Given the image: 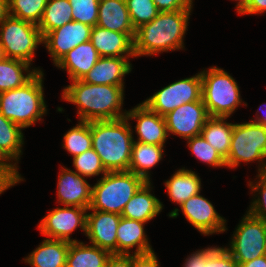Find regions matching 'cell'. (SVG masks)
<instances>
[{
	"instance_id": "33",
	"label": "cell",
	"mask_w": 266,
	"mask_h": 267,
	"mask_svg": "<svg viewBox=\"0 0 266 267\" xmlns=\"http://www.w3.org/2000/svg\"><path fill=\"white\" fill-rule=\"evenodd\" d=\"M48 0H9L11 16L39 25Z\"/></svg>"
},
{
	"instance_id": "18",
	"label": "cell",
	"mask_w": 266,
	"mask_h": 267,
	"mask_svg": "<svg viewBox=\"0 0 266 267\" xmlns=\"http://www.w3.org/2000/svg\"><path fill=\"white\" fill-rule=\"evenodd\" d=\"M90 41L100 57H135L134 40L129 34L96 25L92 27Z\"/></svg>"
},
{
	"instance_id": "9",
	"label": "cell",
	"mask_w": 266,
	"mask_h": 267,
	"mask_svg": "<svg viewBox=\"0 0 266 267\" xmlns=\"http://www.w3.org/2000/svg\"><path fill=\"white\" fill-rule=\"evenodd\" d=\"M234 231L230 248L235 261L245 263L266 255V223L247 212Z\"/></svg>"
},
{
	"instance_id": "40",
	"label": "cell",
	"mask_w": 266,
	"mask_h": 267,
	"mask_svg": "<svg viewBox=\"0 0 266 267\" xmlns=\"http://www.w3.org/2000/svg\"><path fill=\"white\" fill-rule=\"evenodd\" d=\"M205 267H238V263L225 247H217L206 259Z\"/></svg>"
},
{
	"instance_id": "37",
	"label": "cell",
	"mask_w": 266,
	"mask_h": 267,
	"mask_svg": "<svg viewBox=\"0 0 266 267\" xmlns=\"http://www.w3.org/2000/svg\"><path fill=\"white\" fill-rule=\"evenodd\" d=\"M72 7V21H79L91 27L97 25L99 0H68Z\"/></svg>"
},
{
	"instance_id": "11",
	"label": "cell",
	"mask_w": 266,
	"mask_h": 267,
	"mask_svg": "<svg viewBox=\"0 0 266 267\" xmlns=\"http://www.w3.org/2000/svg\"><path fill=\"white\" fill-rule=\"evenodd\" d=\"M87 211L86 208L76 206L57 207L41 220L38 229L50 239L77 242L70 235L77 227L86 233Z\"/></svg>"
},
{
	"instance_id": "44",
	"label": "cell",
	"mask_w": 266,
	"mask_h": 267,
	"mask_svg": "<svg viewBox=\"0 0 266 267\" xmlns=\"http://www.w3.org/2000/svg\"><path fill=\"white\" fill-rule=\"evenodd\" d=\"M105 267H133V254H111Z\"/></svg>"
},
{
	"instance_id": "27",
	"label": "cell",
	"mask_w": 266,
	"mask_h": 267,
	"mask_svg": "<svg viewBox=\"0 0 266 267\" xmlns=\"http://www.w3.org/2000/svg\"><path fill=\"white\" fill-rule=\"evenodd\" d=\"M227 117H209L201 135L226 160L229 155L234 124L226 122Z\"/></svg>"
},
{
	"instance_id": "23",
	"label": "cell",
	"mask_w": 266,
	"mask_h": 267,
	"mask_svg": "<svg viewBox=\"0 0 266 267\" xmlns=\"http://www.w3.org/2000/svg\"><path fill=\"white\" fill-rule=\"evenodd\" d=\"M151 182H145L135 193L131 200L125 205L121 216L131 220L144 223L156 217L163 209V204L150 192Z\"/></svg>"
},
{
	"instance_id": "15",
	"label": "cell",
	"mask_w": 266,
	"mask_h": 267,
	"mask_svg": "<svg viewBox=\"0 0 266 267\" xmlns=\"http://www.w3.org/2000/svg\"><path fill=\"white\" fill-rule=\"evenodd\" d=\"M87 214L86 233L91 245L117 254V229L120 214L92 210Z\"/></svg>"
},
{
	"instance_id": "10",
	"label": "cell",
	"mask_w": 266,
	"mask_h": 267,
	"mask_svg": "<svg viewBox=\"0 0 266 267\" xmlns=\"http://www.w3.org/2000/svg\"><path fill=\"white\" fill-rule=\"evenodd\" d=\"M201 73L173 82L146 99L145 104L160 116L175 110L185 103L199 101L202 98Z\"/></svg>"
},
{
	"instance_id": "38",
	"label": "cell",
	"mask_w": 266,
	"mask_h": 267,
	"mask_svg": "<svg viewBox=\"0 0 266 267\" xmlns=\"http://www.w3.org/2000/svg\"><path fill=\"white\" fill-rule=\"evenodd\" d=\"M256 177H259V181L257 180L256 183L249 182L248 185L252 192L259 191L258 194L260 195L251 202L247 212L266 223V173H258Z\"/></svg>"
},
{
	"instance_id": "41",
	"label": "cell",
	"mask_w": 266,
	"mask_h": 267,
	"mask_svg": "<svg viewBox=\"0 0 266 267\" xmlns=\"http://www.w3.org/2000/svg\"><path fill=\"white\" fill-rule=\"evenodd\" d=\"M160 12L191 10L193 0H153Z\"/></svg>"
},
{
	"instance_id": "46",
	"label": "cell",
	"mask_w": 266,
	"mask_h": 267,
	"mask_svg": "<svg viewBox=\"0 0 266 267\" xmlns=\"http://www.w3.org/2000/svg\"><path fill=\"white\" fill-rule=\"evenodd\" d=\"M238 267H266V255L245 263H239Z\"/></svg>"
},
{
	"instance_id": "5",
	"label": "cell",
	"mask_w": 266,
	"mask_h": 267,
	"mask_svg": "<svg viewBox=\"0 0 266 267\" xmlns=\"http://www.w3.org/2000/svg\"><path fill=\"white\" fill-rule=\"evenodd\" d=\"M146 181L131 171H110L92 186V201L88 210L122 213L125 205Z\"/></svg>"
},
{
	"instance_id": "19",
	"label": "cell",
	"mask_w": 266,
	"mask_h": 267,
	"mask_svg": "<svg viewBox=\"0 0 266 267\" xmlns=\"http://www.w3.org/2000/svg\"><path fill=\"white\" fill-rule=\"evenodd\" d=\"M129 57H100L81 79L86 83L124 86V76L132 71Z\"/></svg>"
},
{
	"instance_id": "48",
	"label": "cell",
	"mask_w": 266,
	"mask_h": 267,
	"mask_svg": "<svg viewBox=\"0 0 266 267\" xmlns=\"http://www.w3.org/2000/svg\"><path fill=\"white\" fill-rule=\"evenodd\" d=\"M263 105H266V104H263ZM259 109H262V105H260ZM266 115V114H264ZM260 116V117H257L259 116L258 114H256V119H253L251 120L252 122L254 123H257V124H260V125H263L264 127H266V116Z\"/></svg>"
},
{
	"instance_id": "3",
	"label": "cell",
	"mask_w": 266,
	"mask_h": 267,
	"mask_svg": "<svg viewBox=\"0 0 266 267\" xmlns=\"http://www.w3.org/2000/svg\"><path fill=\"white\" fill-rule=\"evenodd\" d=\"M128 121L126 117L90 121L92 148L108 172L129 170L134 137Z\"/></svg>"
},
{
	"instance_id": "12",
	"label": "cell",
	"mask_w": 266,
	"mask_h": 267,
	"mask_svg": "<svg viewBox=\"0 0 266 267\" xmlns=\"http://www.w3.org/2000/svg\"><path fill=\"white\" fill-rule=\"evenodd\" d=\"M209 117L202 98L199 101L182 104L164 116L168 136L170 132L186 140L201 135Z\"/></svg>"
},
{
	"instance_id": "26",
	"label": "cell",
	"mask_w": 266,
	"mask_h": 267,
	"mask_svg": "<svg viewBox=\"0 0 266 267\" xmlns=\"http://www.w3.org/2000/svg\"><path fill=\"white\" fill-rule=\"evenodd\" d=\"M200 179L192 170L185 168L177 170L169 180L164 182L171 201L181 206L183 202L200 193Z\"/></svg>"
},
{
	"instance_id": "31",
	"label": "cell",
	"mask_w": 266,
	"mask_h": 267,
	"mask_svg": "<svg viewBox=\"0 0 266 267\" xmlns=\"http://www.w3.org/2000/svg\"><path fill=\"white\" fill-rule=\"evenodd\" d=\"M23 128L0 113V148L13 161L18 163L24 143Z\"/></svg>"
},
{
	"instance_id": "36",
	"label": "cell",
	"mask_w": 266,
	"mask_h": 267,
	"mask_svg": "<svg viewBox=\"0 0 266 267\" xmlns=\"http://www.w3.org/2000/svg\"><path fill=\"white\" fill-rule=\"evenodd\" d=\"M73 166L75 172L83 177L97 176L101 173L104 176L108 172L93 148L73 157Z\"/></svg>"
},
{
	"instance_id": "39",
	"label": "cell",
	"mask_w": 266,
	"mask_h": 267,
	"mask_svg": "<svg viewBox=\"0 0 266 267\" xmlns=\"http://www.w3.org/2000/svg\"><path fill=\"white\" fill-rule=\"evenodd\" d=\"M12 161L0 148V179L5 182L9 187L23 181V178L17 171V163Z\"/></svg>"
},
{
	"instance_id": "35",
	"label": "cell",
	"mask_w": 266,
	"mask_h": 267,
	"mask_svg": "<svg viewBox=\"0 0 266 267\" xmlns=\"http://www.w3.org/2000/svg\"><path fill=\"white\" fill-rule=\"evenodd\" d=\"M189 149L200 161L213 167H226L225 160L211 147L202 135L186 139Z\"/></svg>"
},
{
	"instance_id": "1",
	"label": "cell",
	"mask_w": 266,
	"mask_h": 267,
	"mask_svg": "<svg viewBox=\"0 0 266 267\" xmlns=\"http://www.w3.org/2000/svg\"><path fill=\"white\" fill-rule=\"evenodd\" d=\"M71 82L63 89L62 99L77 105L79 120H114L126 116L127 111H121L124 86L91 84L81 79Z\"/></svg>"
},
{
	"instance_id": "34",
	"label": "cell",
	"mask_w": 266,
	"mask_h": 267,
	"mask_svg": "<svg viewBox=\"0 0 266 267\" xmlns=\"http://www.w3.org/2000/svg\"><path fill=\"white\" fill-rule=\"evenodd\" d=\"M134 29L151 22L160 13L153 0H125Z\"/></svg>"
},
{
	"instance_id": "22",
	"label": "cell",
	"mask_w": 266,
	"mask_h": 267,
	"mask_svg": "<svg viewBox=\"0 0 266 267\" xmlns=\"http://www.w3.org/2000/svg\"><path fill=\"white\" fill-rule=\"evenodd\" d=\"M97 25L115 32L129 34L133 39L135 29L132 25L125 0H99Z\"/></svg>"
},
{
	"instance_id": "30",
	"label": "cell",
	"mask_w": 266,
	"mask_h": 267,
	"mask_svg": "<svg viewBox=\"0 0 266 267\" xmlns=\"http://www.w3.org/2000/svg\"><path fill=\"white\" fill-rule=\"evenodd\" d=\"M72 21V7L68 0H48L38 25L42 37Z\"/></svg>"
},
{
	"instance_id": "49",
	"label": "cell",
	"mask_w": 266,
	"mask_h": 267,
	"mask_svg": "<svg viewBox=\"0 0 266 267\" xmlns=\"http://www.w3.org/2000/svg\"><path fill=\"white\" fill-rule=\"evenodd\" d=\"M238 1L237 2V6H236V10L238 12V14L247 6L249 0H235Z\"/></svg>"
},
{
	"instance_id": "13",
	"label": "cell",
	"mask_w": 266,
	"mask_h": 267,
	"mask_svg": "<svg viewBox=\"0 0 266 267\" xmlns=\"http://www.w3.org/2000/svg\"><path fill=\"white\" fill-rule=\"evenodd\" d=\"M92 27L79 21H71L48 32L43 37L54 65L71 49L90 40Z\"/></svg>"
},
{
	"instance_id": "20",
	"label": "cell",
	"mask_w": 266,
	"mask_h": 267,
	"mask_svg": "<svg viewBox=\"0 0 266 267\" xmlns=\"http://www.w3.org/2000/svg\"><path fill=\"white\" fill-rule=\"evenodd\" d=\"M99 58L97 50L89 40L67 52L55 66L67 71L71 81L80 80L94 67Z\"/></svg>"
},
{
	"instance_id": "50",
	"label": "cell",
	"mask_w": 266,
	"mask_h": 267,
	"mask_svg": "<svg viewBox=\"0 0 266 267\" xmlns=\"http://www.w3.org/2000/svg\"><path fill=\"white\" fill-rule=\"evenodd\" d=\"M8 188L10 187L0 179V195Z\"/></svg>"
},
{
	"instance_id": "17",
	"label": "cell",
	"mask_w": 266,
	"mask_h": 267,
	"mask_svg": "<svg viewBox=\"0 0 266 267\" xmlns=\"http://www.w3.org/2000/svg\"><path fill=\"white\" fill-rule=\"evenodd\" d=\"M58 178L57 197L60 204L90 208L92 186L85 180V177L73 170L61 167V173Z\"/></svg>"
},
{
	"instance_id": "16",
	"label": "cell",
	"mask_w": 266,
	"mask_h": 267,
	"mask_svg": "<svg viewBox=\"0 0 266 267\" xmlns=\"http://www.w3.org/2000/svg\"><path fill=\"white\" fill-rule=\"evenodd\" d=\"M126 119L137 120L135 131L137 141L147 144L164 146L168 137L164 116L151 111L145 104L140 103L127 111Z\"/></svg>"
},
{
	"instance_id": "43",
	"label": "cell",
	"mask_w": 266,
	"mask_h": 267,
	"mask_svg": "<svg viewBox=\"0 0 266 267\" xmlns=\"http://www.w3.org/2000/svg\"><path fill=\"white\" fill-rule=\"evenodd\" d=\"M133 267H159V262L154 251L133 255Z\"/></svg>"
},
{
	"instance_id": "45",
	"label": "cell",
	"mask_w": 266,
	"mask_h": 267,
	"mask_svg": "<svg viewBox=\"0 0 266 267\" xmlns=\"http://www.w3.org/2000/svg\"><path fill=\"white\" fill-rule=\"evenodd\" d=\"M265 11L266 0H249L247 6L239 14H261Z\"/></svg>"
},
{
	"instance_id": "6",
	"label": "cell",
	"mask_w": 266,
	"mask_h": 267,
	"mask_svg": "<svg viewBox=\"0 0 266 267\" xmlns=\"http://www.w3.org/2000/svg\"><path fill=\"white\" fill-rule=\"evenodd\" d=\"M202 101L210 117H229L241 105L239 86L235 79L221 68L201 71Z\"/></svg>"
},
{
	"instance_id": "4",
	"label": "cell",
	"mask_w": 266,
	"mask_h": 267,
	"mask_svg": "<svg viewBox=\"0 0 266 267\" xmlns=\"http://www.w3.org/2000/svg\"><path fill=\"white\" fill-rule=\"evenodd\" d=\"M43 71H38L23 86L0 93V113L23 129L35 125L47 113Z\"/></svg>"
},
{
	"instance_id": "2",
	"label": "cell",
	"mask_w": 266,
	"mask_h": 267,
	"mask_svg": "<svg viewBox=\"0 0 266 267\" xmlns=\"http://www.w3.org/2000/svg\"><path fill=\"white\" fill-rule=\"evenodd\" d=\"M192 10L160 12L135 31V57L184 49V36Z\"/></svg>"
},
{
	"instance_id": "28",
	"label": "cell",
	"mask_w": 266,
	"mask_h": 267,
	"mask_svg": "<svg viewBox=\"0 0 266 267\" xmlns=\"http://www.w3.org/2000/svg\"><path fill=\"white\" fill-rule=\"evenodd\" d=\"M111 253L83 242H70L67 267H105Z\"/></svg>"
},
{
	"instance_id": "51",
	"label": "cell",
	"mask_w": 266,
	"mask_h": 267,
	"mask_svg": "<svg viewBox=\"0 0 266 267\" xmlns=\"http://www.w3.org/2000/svg\"><path fill=\"white\" fill-rule=\"evenodd\" d=\"M5 58H6V55L4 52V48H3L2 44L0 43V61L5 59Z\"/></svg>"
},
{
	"instance_id": "47",
	"label": "cell",
	"mask_w": 266,
	"mask_h": 267,
	"mask_svg": "<svg viewBox=\"0 0 266 267\" xmlns=\"http://www.w3.org/2000/svg\"><path fill=\"white\" fill-rule=\"evenodd\" d=\"M10 15L9 0H0V24Z\"/></svg>"
},
{
	"instance_id": "29",
	"label": "cell",
	"mask_w": 266,
	"mask_h": 267,
	"mask_svg": "<svg viewBox=\"0 0 266 267\" xmlns=\"http://www.w3.org/2000/svg\"><path fill=\"white\" fill-rule=\"evenodd\" d=\"M30 64L19 60L5 58L0 61V93L23 86L40 69L29 68ZM26 72V75L23 74Z\"/></svg>"
},
{
	"instance_id": "32",
	"label": "cell",
	"mask_w": 266,
	"mask_h": 267,
	"mask_svg": "<svg viewBox=\"0 0 266 267\" xmlns=\"http://www.w3.org/2000/svg\"><path fill=\"white\" fill-rule=\"evenodd\" d=\"M63 148L73 157L78 156L92 148V135L90 121L79 120V123L65 133Z\"/></svg>"
},
{
	"instance_id": "25",
	"label": "cell",
	"mask_w": 266,
	"mask_h": 267,
	"mask_svg": "<svg viewBox=\"0 0 266 267\" xmlns=\"http://www.w3.org/2000/svg\"><path fill=\"white\" fill-rule=\"evenodd\" d=\"M163 152L164 146L134 140L128 171L142 177L146 182L151 181L149 170L161 161Z\"/></svg>"
},
{
	"instance_id": "14",
	"label": "cell",
	"mask_w": 266,
	"mask_h": 267,
	"mask_svg": "<svg viewBox=\"0 0 266 267\" xmlns=\"http://www.w3.org/2000/svg\"><path fill=\"white\" fill-rule=\"evenodd\" d=\"M180 207L188 222L201 234L210 235L227 230L226 220L216 212L212 203L199 193L183 202Z\"/></svg>"
},
{
	"instance_id": "24",
	"label": "cell",
	"mask_w": 266,
	"mask_h": 267,
	"mask_svg": "<svg viewBox=\"0 0 266 267\" xmlns=\"http://www.w3.org/2000/svg\"><path fill=\"white\" fill-rule=\"evenodd\" d=\"M70 242L46 238L25 259L33 267H65Z\"/></svg>"
},
{
	"instance_id": "7",
	"label": "cell",
	"mask_w": 266,
	"mask_h": 267,
	"mask_svg": "<svg viewBox=\"0 0 266 267\" xmlns=\"http://www.w3.org/2000/svg\"><path fill=\"white\" fill-rule=\"evenodd\" d=\"M266 127L252 121L235 123L233 127L227 168H236L241 162L259 161L258 173H266Z\"/></svg>"
},
{
	"instance_id": "21",
	"label": "cell",
	"mask_w": 266,
	"mask_h": 267,
	"mask_svg": "<svg viewBox=\"0 0 266 267\" xmlns=\"http://www.w3.org/2000/svg\"><path fill=\"white\" fill-rule=\"evenodd\" d=\"M145 223L131 220L121 216L117 229V254L129 255L133 247L136 250L133 255L152 252L153 249L148 242L144 231Z\"/></svg>"
},
{
	"instance_id": "42",
	"label": "cell",
	"mask_w": 266,
	"mask_h": 267,
	"mask_svg": "<svg viewBox=\"0 0 266 267\" xmlns=\"http://www.w3.org/2000/svg\"><path fill=\"white\" fill-rule=\"evenodd\" d=\"M217 247H208L194 252L185 260L183 267H205L206 259Z\"/></svg>"
},
{
	"instance_id": "8",
	"label": "cell",
	"mask_w": 266,
	"mask_h": 267,
	"mask_svg": "<svg viewBox=\"0 0 266 267\" xmlns=\"http://www.w3.org/2000/svg\"><path fill=\"white\" fill-rule=\"evenodd\" d=\"M0 43L7 58L31 64L43 37L38 25L9 15L0 24Z\"/></svg>"
}]
</instances>
